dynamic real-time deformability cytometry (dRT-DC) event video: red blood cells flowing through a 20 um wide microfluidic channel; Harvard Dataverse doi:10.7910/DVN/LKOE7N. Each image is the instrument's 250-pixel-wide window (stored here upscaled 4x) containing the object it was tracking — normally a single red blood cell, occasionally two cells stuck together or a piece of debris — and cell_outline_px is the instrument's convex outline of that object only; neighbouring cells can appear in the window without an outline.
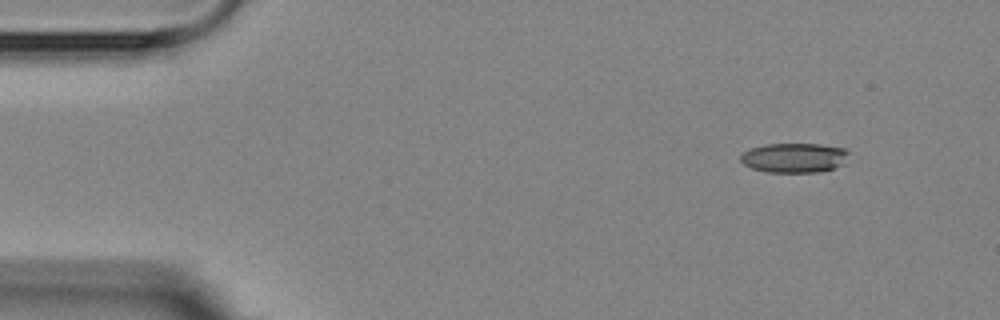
{"species": "Egyptian fruit bat (a non-hibernating species)", "species_latin": "Rousettus aegyptiacus", "temperature_condition": "room temperature", "stored_images_in_passage": 4, "camera_frame_rate_fps": 3000, "um_per_image_px": 0.085, "animal": {"sex": "female"}, "frame": {"image": 1, "passage_image": 1, "time_ms": 0.0, "image_size_px": [1000, 320], "cell_outline_px": [[848, 152], [844, 164], [820, 172], [768, 172], [752, 168], [744, 164], [740, 160], [740, 156], [744, 152], [752, 148], [768, 144], [820, 144], [844, 148]], "centroid_in_image_um": [67.51, 13.41], "position_along_channel_um": 17.5, "area_um2": 18.5}}
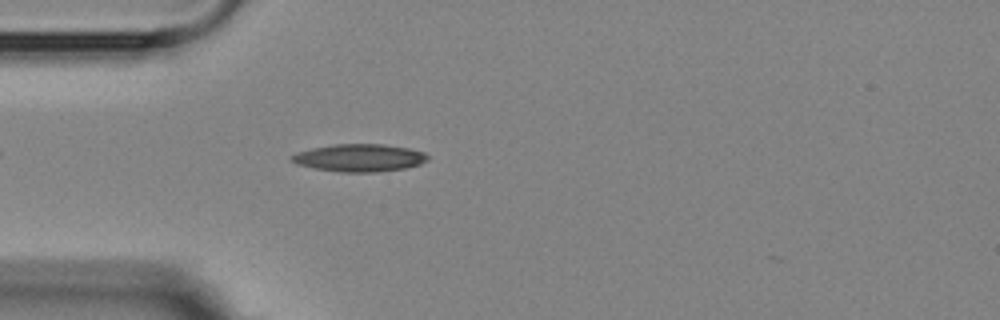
{"frame": {"image": 2, "passage_image": 4, "time_ms": 3.333, "image_size_px": [1000, 320], "cell_outline_px": [[428, 160], [420, 164], [404, 168], [376, 172], [340, 172], [316, 168], [296, 164], [292, 160], [292, 156], [296, 152], [312, 148], [332, 144], [384, 144], [408, 148], [424, 152], [428, 156]], "centroid_in_image_um": [30.56, 13.41], "position_along_channel_um": 54.4, "area_um2": 21.73}}